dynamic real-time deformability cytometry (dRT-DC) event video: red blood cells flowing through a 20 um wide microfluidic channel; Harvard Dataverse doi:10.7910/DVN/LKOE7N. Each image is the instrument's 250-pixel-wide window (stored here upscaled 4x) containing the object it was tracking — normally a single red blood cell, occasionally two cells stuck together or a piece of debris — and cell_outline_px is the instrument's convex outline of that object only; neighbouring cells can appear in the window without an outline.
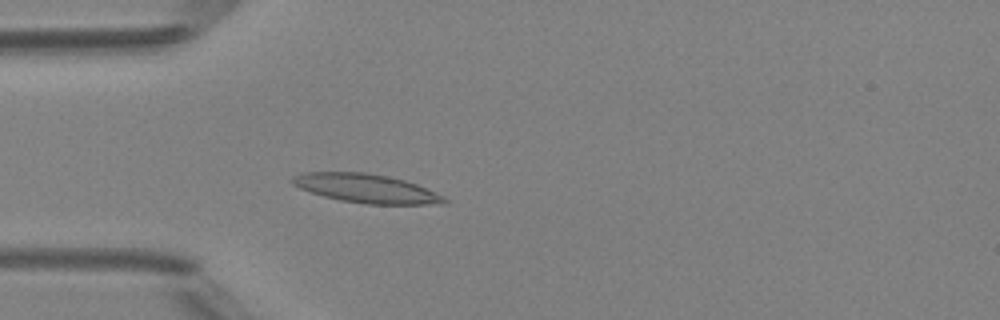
{"species": "Egyptian fruit bat (a non-hibernating species)", "species_latin": "Rousettus aegyptiacus", "temperature_condition": "room temperature", "stored_images_in_passage": 36, "camera_frame_rate_fps": 3000, "um_per_image_px": 0.085, "animal": {"sex": "female"}, "frame": {"image": 1, "passage_image": 1, "time_ms": 0.0, "image_size_px": [1000, 320], "cell_outline_px": [[448, 200], [444, 204], [364, 204], [340, 200], [324, 196], [300, 188], [292, 184], [288, 180], [292, 176], [304, 172], [364, 172], [404, 180], [416, 184], [444, 196]], "centroid_in_image_um": [31.1, 16.02], "position_along_channel_um": 53.9, "area_um2": 25.37}}
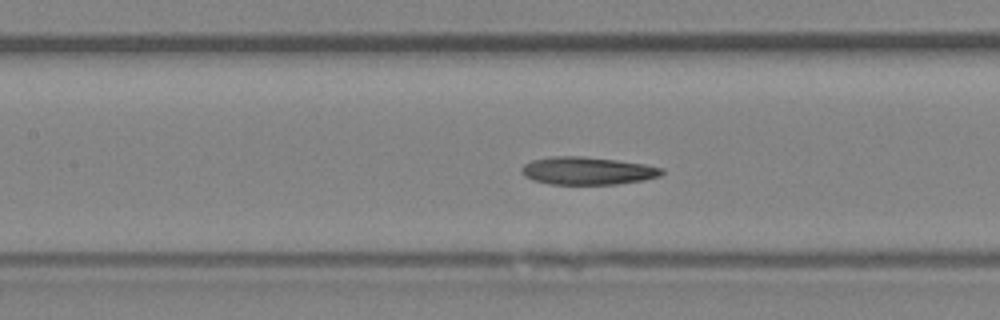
{"frame": {"image": 2, "passage_image": 9, "time_ms": 2.667, "image_size_px": [1000, 320], "cell_outline_px": [[664, 172], [660, 176], [644, 180], [616, 184], [552, 184], [532, 180], [524, 176], [520, 172], [520, 168], [524, 164], [532, 160], [552, 156], [584, 156], [616, 160], [644, 164], [664, 168]], "centroid_in_image_um": [49.92, 14.51], "position_along_channel_um": 157.5, "area_um2": 22.77}}
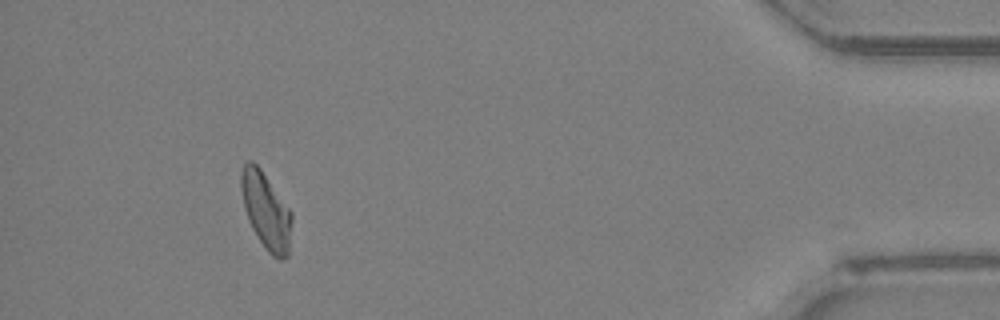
{"frame": {"image": 3, "passage_image": 32, "time_ms": 10.333, "image_size_px": [1000, 320], "cell_outline_px": [[292, 220], [288, 256], [280, 260], [272, 256], [264, 248], [252, 228], [248, 220], [244, 208], [240, 188], [240, 172], [244, 164], [248, 160], [252, 160], [260, 168], [292, 212]], "centroid_in_image_um": [22.6, 17.92], "position_along_channel_um": 412.6, "area_um2": 22.72}, "authors_computed_cell_mechanics": {"area_um2": 22.542, "velocity_mm_per_s": 4.1572, "shape_relaxation_time_tau1_ms": null, "shape_relaxation_time_tau2_ms": 7.6316, "deformation_change_tau1": null, "deformation_change_tau2": 0.1597}}